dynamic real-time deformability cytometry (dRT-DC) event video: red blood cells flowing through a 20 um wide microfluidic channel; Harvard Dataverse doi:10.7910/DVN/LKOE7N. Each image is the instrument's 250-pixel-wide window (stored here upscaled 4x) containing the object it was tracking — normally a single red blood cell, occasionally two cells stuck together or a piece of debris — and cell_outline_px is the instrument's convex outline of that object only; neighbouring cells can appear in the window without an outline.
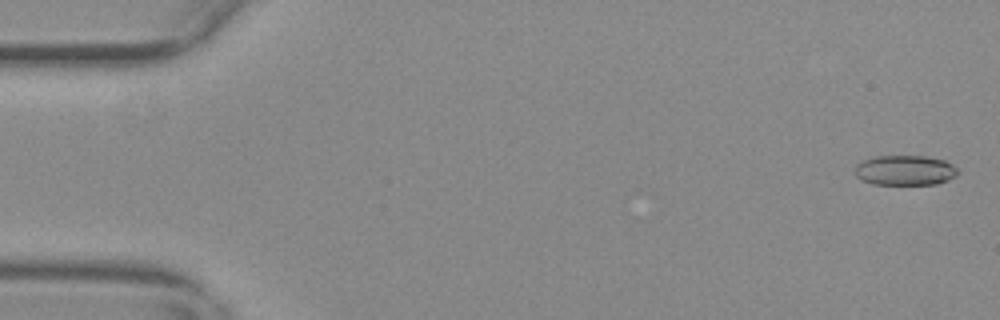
{"species": "common noctule bat (a hibernating species)", "species_latin": "Nyctalus noctula", "temperature_condition": "warm", "stored_images_in_passage": 51, "camera_frame_rate_fps": 3000, "um_per_image_px": 0.085, "animal": {"sex": "female", "body_mass_g": 29.2, "forearm_length_mm": 56.3}, "frame": {"image": 1, "passage_image": 2, "time_ms": 0.333, "image_size_px": [1000, 320], "cell_outline_px": [[960, 172], [956, 176], [948, 180], [936, 184], [872, 184], [860, 180], [856, 176], [856, 164], [864, 160], [876, 156], [924, 156], [944, 160], [952, 164]], "centroid_in_image_um": [76.93, 14.48], "position_along_channel_um": 8.1, "area_um2": 18.03}}
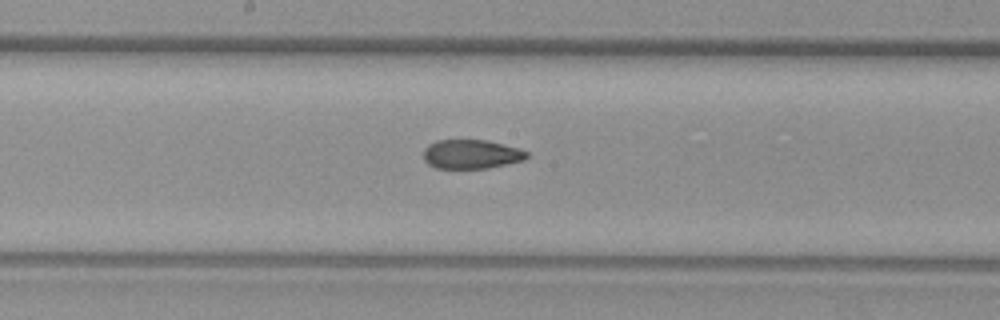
{"frame": {"image": 2, "passage_image": 30, "time_ms": 9.667, "image_size_px": [1000, 320], "cell_outline_px": [[528, 156], [524, 160], [488, 168], [436, 168], [428, 164], [424, 160], [424, 148], [428, 144], [436, 140], [488, 140], [520, 148], [528, 152]], "centroid_in_image_um": [40.06, 13.1], "position_along_channel_um": 208.1, "area_um2": 17.63}}
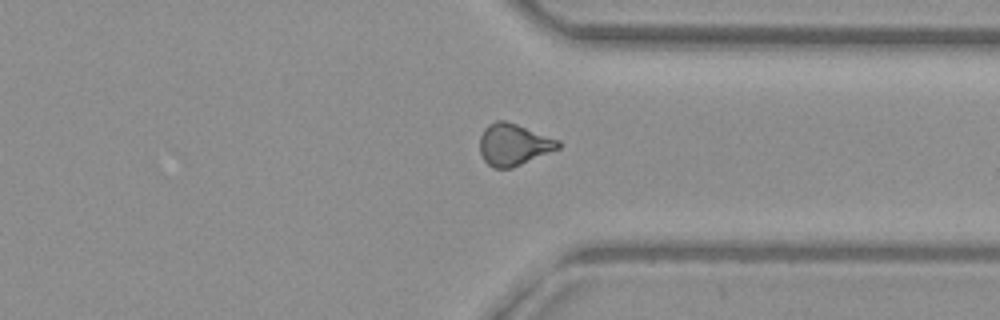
{"frame": {"image": 3, "passage_image": 43, "time_ms": 14.0, "image_size_px": [1000, 320], "cell_outline_px": [[560, 148], [512, 168], [492, 168], [484, 160], [480, 152], [480, 136], [484, 128], [488, 124], [496, 120], [504, 120], [516, 124], [560, 140]], "centroid_in_image_um": [43.64, 12.29], "position_along_channel_um": 367.8, "area_um2": 19.07}, "authors_computed_cell_mechanics": {"area_um2": 18.6694, "velocity_mm_per_s": 3.7118, "shape_relaxation_time_tau1_ms": null, "shape_relaxation_time_tau2_ms": 1.9507, "deformation_change_tau1": null, "deformation_change_tau2": 0.0785}}